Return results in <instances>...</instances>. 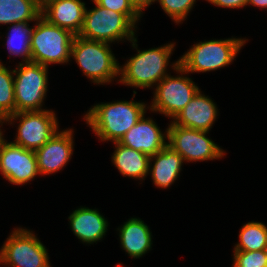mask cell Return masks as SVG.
I'll return each mask as SVG.
<instances>
[{
	"mask_svg": "<svg viewBox=\"0 0 267 267\" xmlns=\"http://www.w3.org/2000/svg\"><path fill=\"white\" fill-rule=\"evenodd\" d=\"M146 107L144 102L134 100L96 104L83 120L101 141L119 142L146 113Z\"/></svg>",
	"mask_w": 267,
	"mask_h": 267,
	"instance_id": "obj_1",
	"label": "cell"
},
{
	"mask_svg": "<svg viewBox=\"0 0 267 267\" xmlns=\"http://www.w3.org/2000/svg\"><path fill=\"white\" fill-rule=\"evenodd\" d=\"M137 54L128 59L125 65L119 66V77L117 80L123 85L136 88H151L156 86L167 75V66L175 43L148 50L137 49V38L131 41Z\"/></svg>",
	"mask_w": 267,
	"mask_h": 267,
	"instance_id": "obj_2",
	"label": "cell"
},
{
	"mask_svg": "<svg viewBox=\"0 0 267 267\" xmlns=\"http://www.w3.org/2000/svg\"><path fill=\"white\" fill-rule=\"evenodd\" d=\"M110 46V43L74 36L71 58L94 84L111 83L119 76L120 65Z\"/></svg>",
	"mask_w": 267,
	"mask_h": 267,
	"instance_id": "obj_3",
	"label": "cell"
},
{
	"mask_svg": "<svg viewBox=\"0 0 267 267\" xmlns=\"http://www.w3.org/2000/svg\"><path fill=\"white\" fill-rule=\"evenodd\" d=\"M74 36L70 31L52 25L40 16L31 32V62L47 67L50 64L68 63Z\"/></svg>",
	"mask_w": 267,
	"mask_h": 267,
	"instance_id": "obj_4",
	"label": "cell"
},
{
	"mask_svg": "<svg viewBox=\"0 0 267 267\" xmlns=\"http://www.w3.org/2000/svg\"><path fill=\"white\" fill-rule=\"evenodd\" d=\"M246 41L234 37L200 41L180 57L179 66L187 73L215 71L231 64Z\"/></svg>",
	"mask_w": 267,
	"mask_h": 267,
	"instance_id": "obj_5",
	"label": "cell"
},
{
	"mask_svg": "<svg viewBox=\"0 0 267 267\" xmlns=\"http://www.w3.org/2000/svg\"><path fill=\"white\" fill-rule=\"evenodd\" d=\"M92 1L96 6L91 10H87L86 7L79 37L110 44L125 39L131 42L134 39L137 25L126 15L99 6L94 0Z\"/></svg>",
	"mask_w": 267,
	"mask_h": 267,
	"instance_id": "obj_6",
	"label": "cell"
},
{
	"mask_svg": "<svg viewBox=\"0 0 267 267\" xmlns=\"http://www.w3.org/2000/svg\"><path fill=\"white\" fill-rule=\"evenodd\" d=\"M171 66L181 76L167 75L162 79L156 85L149 108L152 112H159L173 120L201 89L191 78L185 76L188 73L179 66V60Z\"/></svg>",
	"mask_w": 267,
	"mask_h": 267,
	"instance_id": "obj_7",
	"label": "cell"
},
{
	"mask_svg": "<svg viewBox=\"0 0 267 267\" xmlns=\"http://www.w3.org/2000/svg\"><path fill=\"white\" fill-rule=\"evenodd\" d=\"M14 71L15 113L41 111L48 91V67L34 63H19Z\"/></svg>",
	"mask_w": 267,
	"mask_h": 267,
	"instance_id": "obj_8",
	"label": "cell"
},
{
	"mask_svg": "<svg viewBox=\"0 0 267 267\" xmlns=\"http://www.w3.org/2000/svg\"><path fill=\"white\" fill-rule=\"evenodd\" d=\"M0 264L8 267H51L48 250L28 229L15 228L0 248Z\"/></svg>",
	"mask_w": 267,
	"mask_h": 267,
	"instance_id": "obj_9",
	"label": "cell"
},
{
	"mask_svg": "<svg viewBox=\"0 0 267 267\" xmlns=\"http://www.w3.org/2000/svg\"><path fill=\"white\" fill-rule=\"evenodd\" d=\"M18 119V130L12 143L28 150L39 149L59 131V122L52 110L17 112L4 122L12 124Z\"/></svg>",
	"mask_w": 267,
	"mask_h": 267,
	"instance_id": "obj_10",
	"label": "cell"
},
{
	"mask_svg": "<svg viewBox=\"0 0 267 267\" xmlns=\"http://www.w3.org/2000/svg\"><path fill=\"white\" fill-rule=\"evenodd\" d=\"M209 131L175 125L167 128V145L179 153L186 162L208 161L222 158L225 151L206 135Z\"/></svg>",
	"mask_w": 267,
	"mask_h": 267,
	"instance_id": "obj_11",
	"label": "cell"
},
{
	"mask_svg": "<svg viewBox=\"0 0 267 267\" xmlns=\"http://www.w3.org/2000/svg\"><path fill=\"white\" fill-rule=\"evenodd\" d=\"M0 172L3 177L14 185H23L40 175L37 159L33 150L0 140Z\"/></svg>",
	"mask_w": 267,
	"mask_h": 267,
	"instance_id": "obj_12",
	"label": "cell"
},
{
	"mask_svg": "<svg viewBox=\"0 0 267 267\" xmlns=\"http://www.w3.org/2000/svg\"><path fill=\"white\" fill-rule=\"evenodd\" d=\"M73 133V129L58 131L34 151L40 175L54 174L66 166L73 154Z\"/></svg>",
	"mask_w": 267,
	"mask_h": 267,
	"instance_id": "obj_13",
	"label": "cell"
},
{
	"mask_svg": "<svg viewBox=\"0 0 267 267\" xmlns=\"http://www.w3.org/2000/svg\"><path fill=\"white\" fill-rule=\"evenodd\" d=\"M162 132L163 131H161L160 127L157 126L152 118L145 119L144 113L138 122L123 136L119 143L152 156L160 152L167 145V129L165 131L166 133Z\"/></svg>",
	"mask_w": 267,
	"mask_h": 267,
	"instance_id": "obj_14",
	"label": "cell"
},
{
	"mask_svg": "<svg viewBox=\"0 0 267 267\" xmlns=\"http://www.w3.org/2000/svg\"><path fill=\"white\" fill-rule=\"evenodd\" d=\"M85 5L81 0H51L42 7L41 16L77 36L83 26Z\"/></svg>",
	"mask_w": 267,
	"mask_h": 267,
	"instance_id": "obj_15",
	"label": "cell"
},
{
	"mask_svg": "<svg viewBox=\"0 0 267 267\" xmlns=\"http://www.w3.org/2000/svg\"><path fill=\"white\" fill-rule=\"evenodd\" d=\"M217 114L215 102L199 90L172 122L186 128L209 131L216 121Z\"/></svg>",
	"mask_w": 267,
	"mask_h": 267,
	"instance_id": "obj_16",
	"label": "cell"
},
{
	"mask_svg": "<svg viewBox=\"0 0 267 267\" xmlns=\"http://www.w3.org/2000/svg\"><path fill=\"white\" fill-rule=\"evenodd\" d=\"M68 219L73 234L86 244L102 240L109 226L107 219L97 209L88 207L74 210Z\"/></svg>",
	"mask_w": 267,
	"mask_h": 267,
	"instance_id": "obj_17",
	"label": "cell"
},
{
	"mask_svg": "<svg viewBox=\"0 0 267 267\" xmlns=\"http://www.w3.org/2000/svg\"><path fill=\"white\" fill-rule=\"evenodd\" d=\"M183 162L182 156L168 145L150 156L148 174H151L154 185L161 189L170 187L178 178Z\"/></svg>",
	"mask_w": 267,
	"mask_h": 267,
	"instance_id": "obj_18",
	"label": "cell"
},
{
	"mask_svg": "<svg viewBox=\"0 0 267 267\" xmlns=\"http://www.w3.org/2000/svg\"><path fill=\"white\" fill-rule=\"evenodd\" d=\"M123 250L131 258H141L152 248V232L140 218H130L117 228Z\"/></svg>",
	"mask_w": 267,
	"mask_h": 267,
	"instance_id": "obj_19",
	"label": "cell"
},
{
	"mask_svg": "<svg viewBox=\"0 0 267 267\" xmlns=\"http://www.w3.org/2000/svg\"><path fill=\"white\" fill-rule=\"evenodd\" d=\"M115 151L112 155V163L124 177L144 180L148 175L150 156L128 148L119 142H113Z\"/></svg>",
	"mask_w": 267,
	"mask_h": 267,
	"instance_id": "obj_20",
	"label": "cell"
},
{
	"mask_svg": "<svg viewBox=\"0 0 267 267\" xmlns=\"http://www.w3.org/2000/svg\"><path fill=\"white\" fill-rule=\"evenodd\" d=\"M41 9L38 0H0V24L35 22Z\"/></svg>",
	"mask_w": 267,
	"mask_h": 267,
	"instance_id": "obj_21",
	"label": "cell"
},
{
	"mask_svg": "<svg viewBox=\"0 0 267 267\" xmlns=\"http://www.w3.org/2000/svg\"><path fill=\"white\" fill-rule=\"evenodd\" d=\"M29 22H22L10 25L8 27L9 32L7 33V49L11 55L15 57L19 56L22 58V63L31 62V32L32 27H29Z\"/></svg>",
	"mask_w": 267,
	"mask_h": 267,
	"instance_id": "obj_22",
	"label": "cell"
},
{
	"mask_svg": "<svg viewBox=\"0 0 267 267\" xmlns=\"http://www.w3.org/2000/svg\"><path fill=\"white\" fill-rule=\"evenodd\" d=\"M267 246V226L261 222H248L239 232V242L234 251L265 250Z\"/></svg>",
	"mask_w": 267,
	"mask_h": 267,
	"instance_id": "obj_23",
	"label": "cell"
},
{
	"mask_svg": "<svg viewBox=\"0 0 267 267\" xmlns=\"http://www.w3.org/2000/svg\"><path fill=\"white\" fill-rule=\"evenodd\" d=\"M14 71L0 60V117L5 120L15 113Z\"/></svg>",
	"mask_w": 267,
	"mask_h": 267,
	"instance_id": "obj_24",
	"label": "cell"
},
{
	"mask_svg": "<svg viewBox=\"0 0 267 267\" xmlns=\"http://www.w3.org/2000/svg\"><path fill=\"white\" fill-rule=\"evenodd\" d=\"M163 11L176 23H182L193 9L196 0H157Z\"/></svg>",
	"mask_w": 267,
	"mask_h": 267,
	"instance_id": "obj_25",
	"label": "cell"
},
{
	"mask_svg": "<svg viewBox=\"0 0 267 267\" xmlns=\"http://www.w3.org/2000/svg\"><path fill=\"white\" fill-rule=\"evenodd\" d=\"M233 267H267L265 250L234 251Z\"/></svg>",
	"mask_w": 267,
	"mask_h": 267,
	"instance_id": "obj_26",
	"label": "cell"
},
{
	"mask_svg": "<svg viewBox=\"0 0 267 267\" xmlns=\"http://www.w3.org/2000/svg\"><path fill=\"white\" fill-rule=\"evenodd\" d=\"M99 6L126 15L135 25L142 17L129 0H94Z\"/></svg>",
	"mask_w": 267,
	"mask_h": 267,
	"instance_id": "obj_27",
	"label": "cell"
},
{
	"mask_svg": "<svg viewBox=\"0 0 267 267\" xmlns=\"http://www.w3.org/2000/svg\"><path fill=\"white\" fill-rule=\"evenodd\" d=\"M210 4L223 8H243L246 7L248 0H206Z\"/></svg>",
	"mask_w": 267,
	"mask_h": 267,
	"instance_id": "obj_28",
	"label": "cell"
},
{
	"mask_svg": "<svg viewBox=\"0 0 267 267\" xmlns=\"http://www.w3.org/2000/svg\"><path fill=\"white\" fill-rule=\"evenodd\" d=\"M134 9L142 16L144 9L157 0H129Z\"/></svg>",
	"mask_w": 267,
	"mask_h": 267,
	"instance_id": "obj_29",
	"label": "cell"
},
{
	"mask_svg": "<svg viewBox=\"0 0 267 267\" xmlns=\"http://www.w3.org/2000/svg\"><path fill=\"white\" fill-rule=\"evenodd\" d=\"M253 5L255 7H260L262 9L267 8V0H248L247 5Z\"/></svg>",
	"mask_w": 267,
	"mask_h": 267,
	"instance_id": "obj_30",
	"label": "cell"
},
{
	"mask_svg": "<svg viewBox=\"0 0 267 267\" xmlns=\"http://www.w3.org/2000/svg\"><path fill=\"white\" fill-rule=\"evenodd\" d=\"M51 0H38L40 7L42 8L46 3H48Z\"/></svg>",
	"mask_w": 267,
	"mask_h": 267,
	"instance_id": "obj_31",
	"label": "cell"
},
{
	"mask_svg": "<svg viewBox=\"0 0 267 267\" xmlns=\"http://www.w3.org/2000/svg\"><path fill=\"white\" fill-rule=\"evenodd\" d=\"M4 123V120L0 117V125L2 126ZM3 132H2V129L0 128V140L3 138Z\"/></svg>",
	"mask_w": 267,
	"mask_h": 267,
	"instance_id": "obj_32",
	"label": "cell"
},
{
	"mask_svg": "<svg viewBox=\"0 0 267 267\" xmlns=\"http://www.w3.org/2000/svg\"><path fill=\"white\" fill-rule=\"evenodd\" d=\"M116 267H123V265L119 263L116 265Z\"/></svg>",
	"mask_w": 267,
	"mask_h": 267,
	"instance_id": "obj_33",
	"label": "cell"
}]
</instances>
